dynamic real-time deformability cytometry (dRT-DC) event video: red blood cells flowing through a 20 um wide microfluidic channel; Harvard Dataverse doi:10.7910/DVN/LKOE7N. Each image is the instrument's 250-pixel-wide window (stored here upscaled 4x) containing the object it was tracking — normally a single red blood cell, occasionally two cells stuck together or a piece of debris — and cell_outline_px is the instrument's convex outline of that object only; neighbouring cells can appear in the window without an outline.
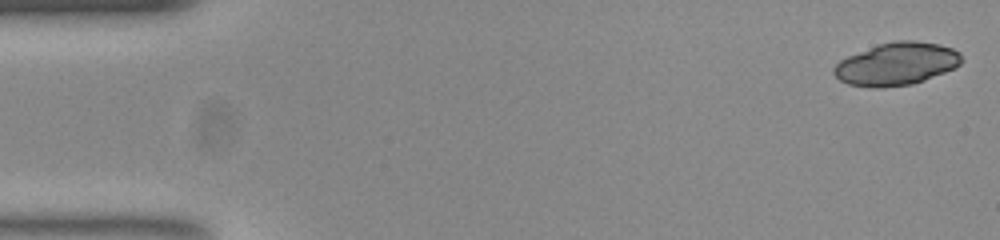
{"species": "common noctule bat (a hibernating species)", "species_latin": "Nyctalus noctula", "temperature_condition": "room temperature", "stored_images_in_passage": 51, "camera_frame_rate_fps": 3000, "um_per_image_px": 0.085, "animal": {"sex": "female", "body_mass_g": 23.0, "forearm_length_mm": 53.4}, "frame": {"image": 1, "passage_image": 1, "time_ms": 0.0, "image_size_px": [1000, 240], "cell_outline_px": [[964, 60], [956, 68], [924, 80], [912, 84], [884, 88], [872, 88], [848, 84], [840, 80], [832, 72], [832, 68], [840, 60], [848, 56], [880, 44], [896, 40], [916, 40], [940, 44], [952, 48], [960, 52]], "centroid_in_image_um": [76.24, 5.44], "position_along_channel_um": 8.8, "area_um2": 31.96}}